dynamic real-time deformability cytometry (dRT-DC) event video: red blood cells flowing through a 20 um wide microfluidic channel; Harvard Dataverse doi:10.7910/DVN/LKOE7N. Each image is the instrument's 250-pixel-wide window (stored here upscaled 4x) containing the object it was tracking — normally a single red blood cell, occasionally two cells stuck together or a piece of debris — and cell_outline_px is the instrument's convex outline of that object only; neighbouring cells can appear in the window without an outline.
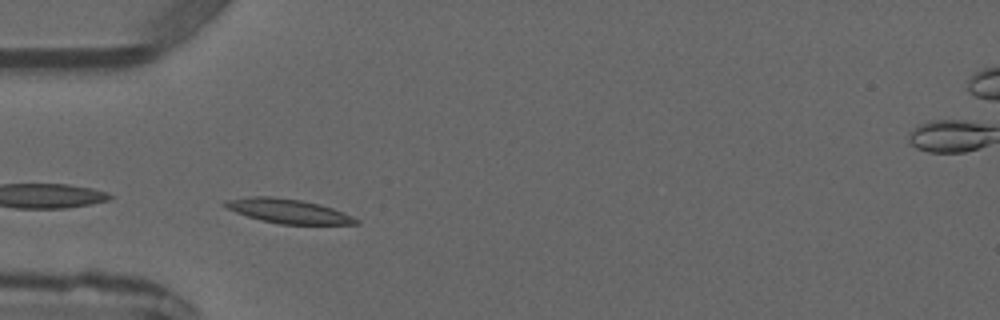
{"species": "common noctule bat (a hibernating species)", "species_latin": "Nyctalus noctula", "temperature_condition": "warm", "stored_images_in_passage": 2, "camera_frame_rate_fps": 3000, "um_per_image_px": 0.085, "animal": {"sex": "male", "forearm_length_mm": 52.5}, "frame": {"image": 1, "passage_image": 1, "time_ms": 0.0, "image_size_px": [1000, 320], "cell_outline_px": [[360, 224], [280, 224], [260, 220], [236, 212], [220, 204], [224, 200], [248, 196], [272, 196], [300, 200], [320, 204], [344, 212], [360, 220]], "centroid_in_image_um": [24.48, 17.93], "position_along_channel_um": 60.5, "area_um2": 18.61}}
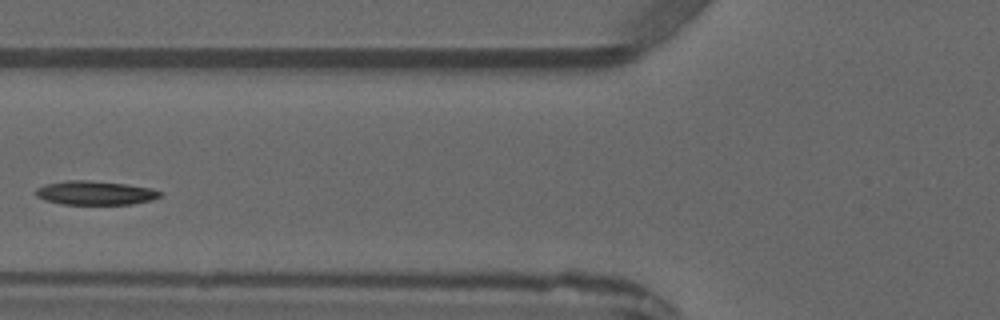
{"frame": {"image": 2, "passage_image": 2, "time_ms": 1.333, "image_size_px": [1000, 320], "cell_outline_px": [[164, 196], [152, 200], [132, 204], [60, 204], [44, 200], [36, 196], [36, 188], [44, 184], [64, 180], [92, 180], [124, 184], [152, 188], [164, 192]], "centroid_in_image_um": [8.11, 16.39], "position_along_channel_um": 117.7, "area_um2": 17.63}}